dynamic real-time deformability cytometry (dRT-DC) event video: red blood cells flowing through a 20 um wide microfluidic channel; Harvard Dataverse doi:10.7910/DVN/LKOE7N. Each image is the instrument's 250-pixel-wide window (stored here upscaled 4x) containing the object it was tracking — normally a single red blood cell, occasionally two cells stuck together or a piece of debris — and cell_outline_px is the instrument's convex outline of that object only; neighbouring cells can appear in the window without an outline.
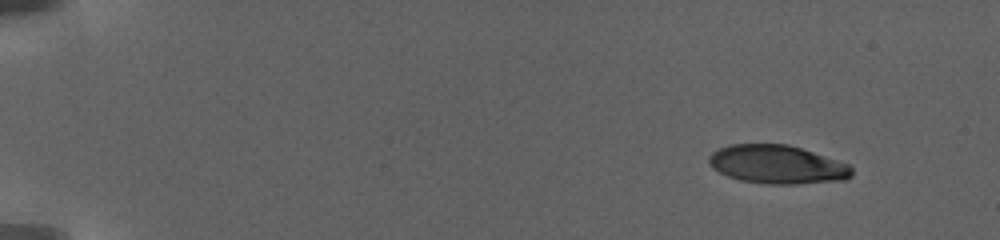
{"species": "human", "species_latin": "Homo sapiens", "temperature_condition": "warm", "stored_images_in_passage": 36, "camera_frame_rate_fps": 3000, "um_per_image_px": 0.085, "donor": {"sex": "female"}, "frame": {"image": 1, "passage_image": 1, "time_ms": 0.0, "image_size_px": [1000, 240], "cell_outline_px": [[852, 176], [844, 180], [796, 184], [764, 184], [740, 180], [728, 176], [712, 168], [708, 160], [712, 152], [720, 148], [732, 144], [788, 144], [848, 164], [852, 168]], "centroid_in_image_um": [66.05, 13.99], "position_along_channel_um": 18.9, "area_um2": 31.91}}
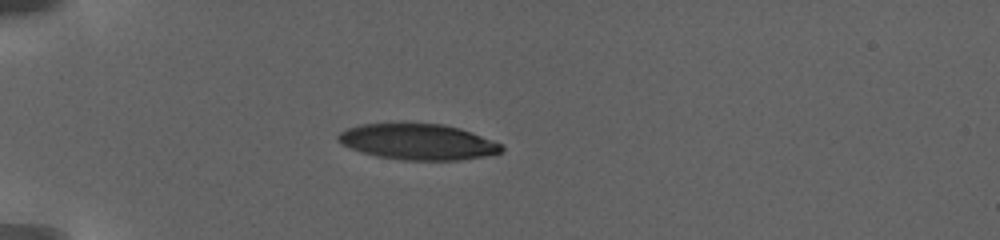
{"frame": {"image": 2, "passage_image": 29, "time_ms": 5.0, "image_size_px": [1000, 240], "cell_outline_px": [[504, 148], [496, 156], [460, 160], [404, 160], [376, 156], [352, 148], [336, 140], [336, 136], [340, 132], [348, 128], [360, 124], [444, 124], [460, 128], [500, 144]], "centroid_in_image_um": [35.56, 12.07], "position_along_channel_um": 49.4, "area_um2": 33.93}}